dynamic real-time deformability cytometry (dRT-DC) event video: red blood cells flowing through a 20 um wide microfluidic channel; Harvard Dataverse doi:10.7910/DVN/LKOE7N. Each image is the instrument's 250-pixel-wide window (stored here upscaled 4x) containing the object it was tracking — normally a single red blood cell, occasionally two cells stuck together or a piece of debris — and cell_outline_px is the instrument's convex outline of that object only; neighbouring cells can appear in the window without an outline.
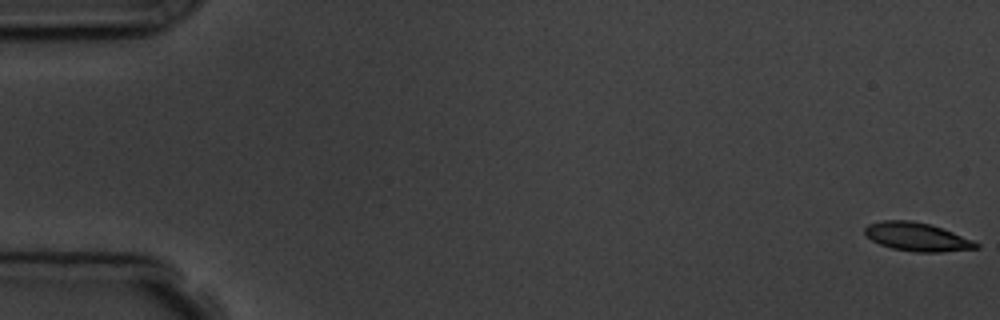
{"species": "common noctule bat (a hibernating species)", "species_latin": "Nyctalus noctula", "temperature_condition": "room temperature", "stored_images_in_passage": 5, "camera_frame_rate_fps": 3000, "um_per_image_px": 0.085, "animal": {"sex": "male", "body_mass_g": 19.5, "forearm_length_mm": 54.6}, "frame": {"image": 1, "passage_image": 1, "time_ms": 0.0, "image_size_px": [1000, 320], "cell_outline_px": [[980, 248], [940, 252], [916, 252], [892, 248], [880, 244], [872, 240], [864, 232], [864, 228], [868, 224], [884, 220], [912, 220], [928, 224], [952, 232], [972, 240], [980, 244]], "centroid_in_image_um": [77.94, 20.13], "position_along_channel_um": 7.1, "area_um2": 18.26}}